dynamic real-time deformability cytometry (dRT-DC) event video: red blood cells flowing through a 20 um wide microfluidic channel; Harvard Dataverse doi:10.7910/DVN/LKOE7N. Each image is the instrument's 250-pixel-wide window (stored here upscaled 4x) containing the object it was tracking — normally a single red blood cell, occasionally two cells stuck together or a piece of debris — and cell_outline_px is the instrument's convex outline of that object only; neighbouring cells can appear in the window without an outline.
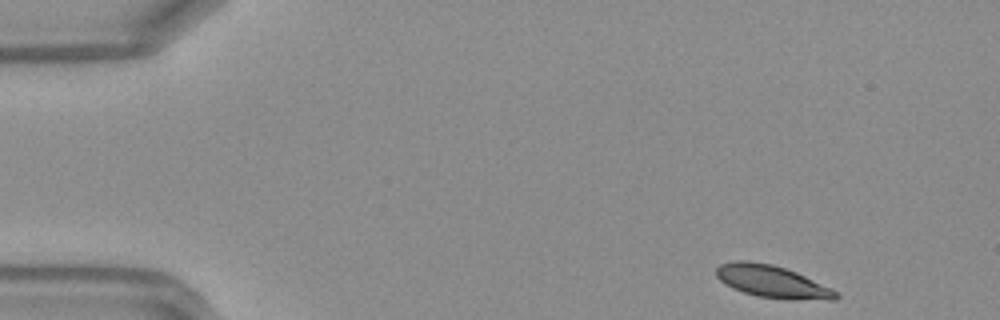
{"species": "Egyptian fruit bat (a non-hibernating species)", "species_latin": "Rousettus aegyptiacus", "temperature_condition": "warm", "stored_images_in_passage": 44, "camera_frame_rate_fps": 3000, "um_per_image_px": 0.085, "frame": {"image": 1, "passage_image": 1, "time_ms": 0.0, "image_size_px": [1000, 320], "cell_outline_px": [[840, 296], [836, 300], [788, 300], [756, 296], [732, 288], [720, 280], [716, 276], [716, 268], [720, 264], [736, 260], [748, 260], [772, 264], [796, 272], [832, 288], [840, 292]], "centroid_in_image_um": [65.68, 23.95], "position_along_channel_um": 19.3, "area_um2": 22.83}}
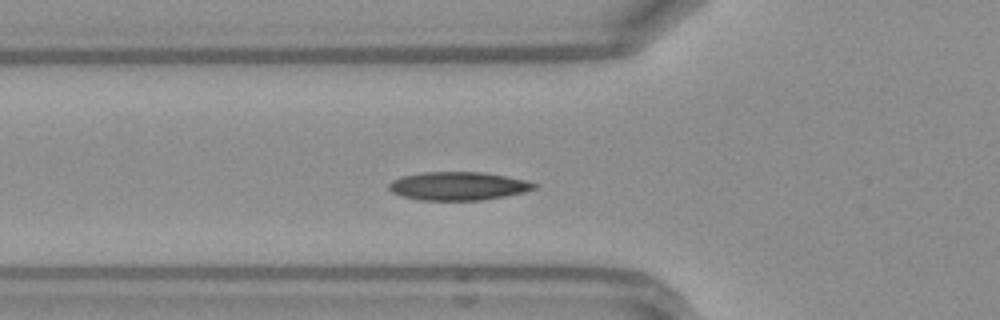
{"frame": {"image": 2, "passage_image": 13, "time_ms": 4.0, "image_size_px": [1000, 320], "cell_outline_px": [[540, 184], [536, 188], [524, 192], [504, 196], [480, 200], [420, 200], [400, 196], [392, 192], [388, 188], [388, 184], [392, 180], [400, 176], [420, 172], [484, 172], [524, 180]], "centroid_in_image_um": [38.9, 15.81], "position_along_channel_um": 86.9, "area_um2": 24.1}}
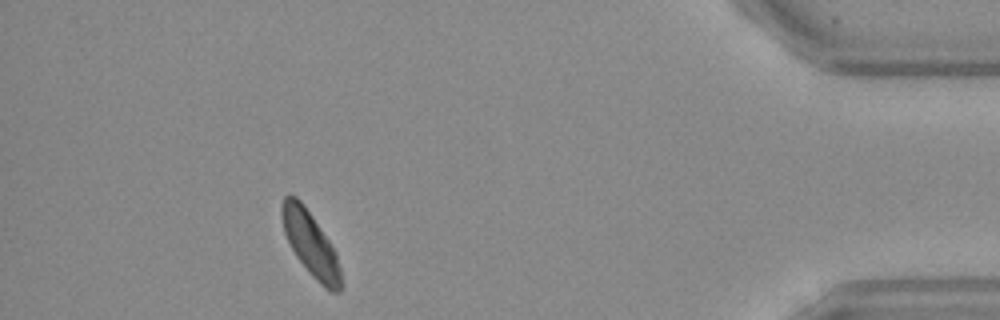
{"frame": {"image": 3, "passage_image": 40, "time_ms": 13.0, "image_size_px": [1000, 320], "cell_outline_px": [[344, 284], [340, 292], [332, 292], [324, 288], [308, 272], [296, 256], [284, 232], [280, 212], [280, 204], [284, 196], [296, 196], [304, 204], [336, 252]], "centroid_in_image_um": [26.41, 20.76], "position_along_channel_um": 408.8, "area_um2": 22.25}, "authors_computed_cell_mechanics": {"area_um2": 22.8021, "velocity_mm_per_s": 4.1629, "shape_relaxation_time_tau1_ms": 5.2359, "shape_relaxation_time_tau2_ms": 4.2224, "deformation_change_tau1": 0.1483, "deformation_change_tau2": 0.0683}}